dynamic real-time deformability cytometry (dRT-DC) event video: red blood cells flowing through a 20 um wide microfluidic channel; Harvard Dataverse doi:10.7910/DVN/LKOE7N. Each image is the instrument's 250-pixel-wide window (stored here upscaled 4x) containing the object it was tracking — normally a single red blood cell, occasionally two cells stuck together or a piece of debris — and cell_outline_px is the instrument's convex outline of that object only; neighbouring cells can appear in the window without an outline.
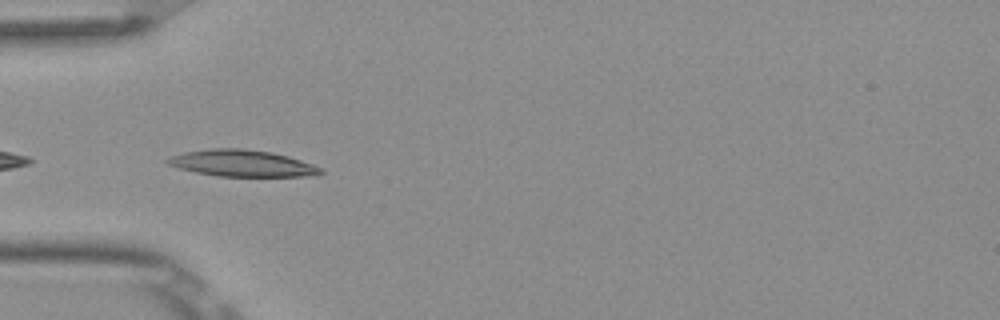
{"species": "Egyptian fruit bat (a non-hibernating species)", "species_latin": "Rousettus aegyptiacus", "temperature_condition": "room temperature", "stored_images_in_passage": 5, "camera_frame_rate_fps": 3000, "um_per_image_px": 0.085, "frame": {"image": 1, "passage_image": 2, "time_ms": 0.333, "image_size_px": [1000, 320], "cell_outline_px": [[324, 172], [308, 176], [220, 176], [196, 172], [180, 168], [168, 164], [164, 160], [168, 156], [184, 152], [212, 148], [244, 148], [272, 152], [288, 156], [312, 164], [320, 168]], "centroid_in_image_um": [20.53, 13.86], "position_along_channel_um": 64.5, "area_um2": 23.58}}
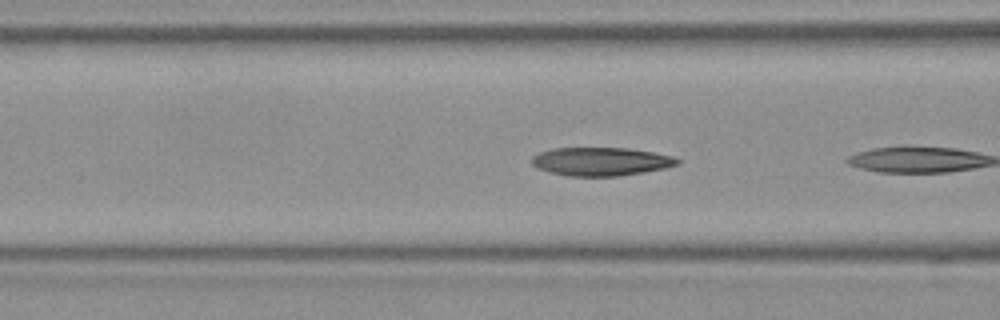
{"frame": {"image": 2, "passage_image": 4, "time_ms": 1.0, "image_size_px": [1000, 320], "cell_outline_px": [[680, 164], [664, 168], [644, 172], [616, 176], [568, 176], [548, 172], [536, 168], [532, 164], [532, 156], [540, 152], [552, 148], [628, 148], [652, 152], [672, 156], [680, 160]], "centroid_in_image_um": [51.05, 13.73], "position_along_channel_um": 115.5, "area_um2": 24.1}}